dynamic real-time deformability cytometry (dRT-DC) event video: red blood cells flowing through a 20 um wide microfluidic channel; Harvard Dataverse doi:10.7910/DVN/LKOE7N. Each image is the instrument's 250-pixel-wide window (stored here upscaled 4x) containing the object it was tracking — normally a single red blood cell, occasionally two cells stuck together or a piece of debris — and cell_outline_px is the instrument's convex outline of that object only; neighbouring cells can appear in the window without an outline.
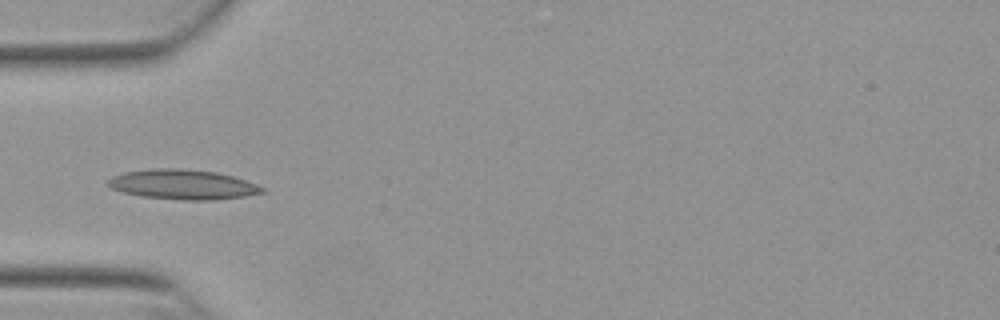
{"species": "Egyptian fruit bat (a non-hibernating species)", "species_latin": "Rousettus aegyptiacus", "temperature_condition": "warm", "stored_images_in_passage": 12, "camera_frame_rate_fps": 3000, "um_per_image_px": 0.085, "animal": {"sex": "female"}, "frame": {"image": 1, "passage_image": 1, "time_ms": 0.0, "image_size_px": [1000, 320], "cell_outline_px": [[268, 192], [244, 196], [216, 200], [184, 200], [140, 196], [124, 192], [112, 188], [108, 184], [108, 180], [112, 176], [124, 172], [152, 168], [180, 168], [216, 172], [232, 176], [256, 184], [264, 188]], "centroid_in_image_um": [15.55, 15.68], "position_along_channel_um": 69.4, "area_um2": 26.76}}
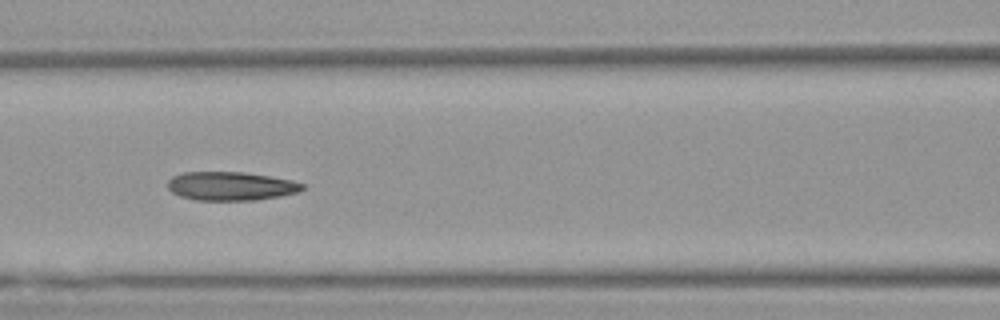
{"frame": {"image": 2, "passage_image": 7, "time_ms": 2.0, "image_size_px": [1000, 320], "cell_outline_px": [[304, 188], [300, 192], [280, 196], [256, 200], [196, 200], [180, 196], [172, 192], [168, 188], [168, 180], [172, 176], [184, 172], [244, 172], [292, 180], [304, 184]], "centroid_in_image_um": [19.63, 15.82], "position_along_channel_um": 147.0, "area_um2": 22.54}}
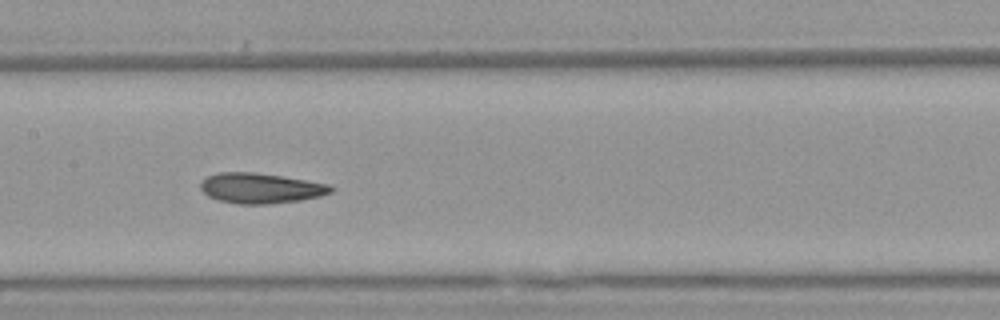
{"frame": {"image": 3, "passage_image": 10, "time_ms": 3.0, "image_size_px": [1000, 320], "cell_outline_px": [[332, 192], [320, 196], [300, 200], [268, 204], [236, 204], [220, 200], [208, 196], [200, 188], [200, 180], [216, 172], [256, 172], [328, 184], [332, 188]], "centroid_in_image_um": [22.1, 15.99], "position_along_channel_um": 185.3, "area_um2": 22.89}}